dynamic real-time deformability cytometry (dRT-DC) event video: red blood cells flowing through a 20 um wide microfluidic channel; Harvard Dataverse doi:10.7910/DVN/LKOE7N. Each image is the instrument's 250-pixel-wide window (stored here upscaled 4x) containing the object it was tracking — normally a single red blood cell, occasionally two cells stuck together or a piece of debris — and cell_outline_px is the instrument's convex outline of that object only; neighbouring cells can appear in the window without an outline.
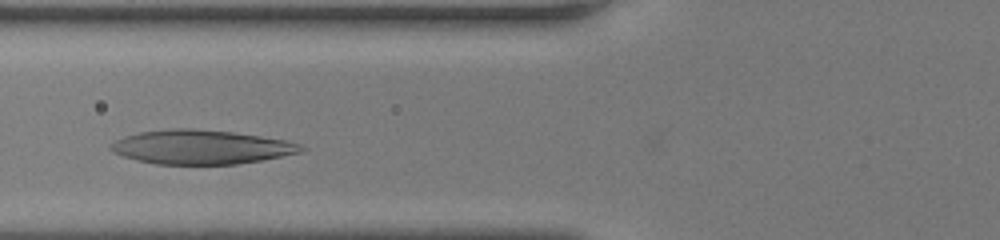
{"species": "human", "species_latin": "Homo sapiens", "temperature_condition": "room temperature", "stored_images_in_passage": 26, "camera_frame_rate_fps": 3000, "um_per_image_px": 0.085, "donor": {"sex": "female"}, "frame": {"image": 1, "passage_image": 5, "time_ms": 1.333, "image_size_px": [1000, 240], "cell_outline_px": [[308, 148], [304, 152], [264, 160], [236, 164], [156, 164], [124, 156], [112, 152], [108, 148], [108, 144], [124, 136], [140, 132], [168, 128], [192, 128], [232, 132], [260, 136], [284, 140], [300, 144]], "centroid_in_image_um": [17.11, 12.49], "position_along_channel_um": 108.7, "area_um2": 38.03}}
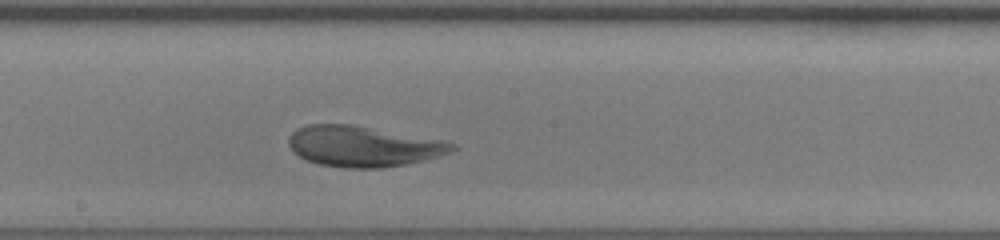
{"frame": {"image": 2, "passage_image": 13, "time_ms": 4.0, "image_size_px": [1000, 240], "cell_outline_px": [[456, 148], [448, 152], [436, 156], [404, 164], [380, 168], [344, 168], [320, 164], [308, 160], [292, 152], [288, 144], [288, 136], [296, 128], [308, 124], [352, 124], [444, 140], [456, 144]], "centroid_in_image_um": [30.81, 12.42], "position_along_channel_um": 217.4, "area_um2": 38.61}}
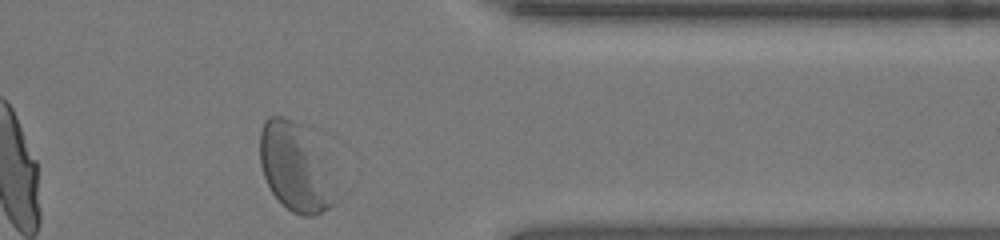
{"frame": {"image": 3, "passage_image": 26, "time_ms": 8.333, "image_size_px": [1000, 240], "cell_outline_px": [[336, 204], [312, 216], [304, 216], [292, 212], [272, 192], [264, 176], [260, 164], [260, 132], [264, 120], [268, 116], [284, 116], [300, 124]], "centroid_in_image_um": [24.88, 14.24], "position_along_channel_um": 386.5, "area_um2": 35.2}, "authors_computed_cell_mechanics": {"area_um2": 38.5815, "velocity_mm_per_s": 4.0979, "shape_relaxation_time_tau1_ms": 5.965, "shape_relaxation_time_tau2_ms": 1.0137, "deformation_change_tau1": 0.2435, "deformation_change_tau2": 0.0646}}